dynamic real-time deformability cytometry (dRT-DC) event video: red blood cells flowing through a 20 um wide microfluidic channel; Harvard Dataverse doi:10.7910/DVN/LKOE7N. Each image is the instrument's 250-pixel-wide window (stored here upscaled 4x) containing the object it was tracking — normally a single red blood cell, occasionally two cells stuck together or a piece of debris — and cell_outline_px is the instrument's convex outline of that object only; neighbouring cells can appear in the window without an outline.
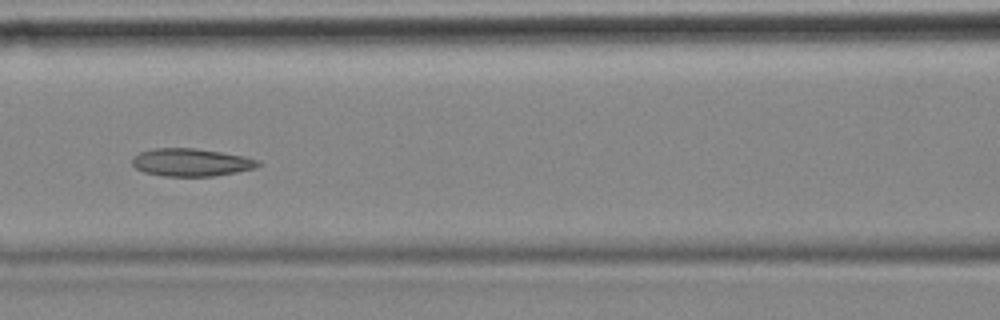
{"species": "common noctule bat (a hibernating species)", "species_latin": "Nyctalus noctula", "temperature_condition": "cold", "stored_images_in_passage": 9, "camera_frame_rate_fps": 3000, "um_per_image_px": 0.085, "animal": {"sex": "female", "body_mass_g": 18.4}, "frame": {"image": 1, "passage_image": 3, "time_ms": 0.667, "image_size_px": [1000, 320], "cell_outline_px": [[260, 164], [256, 168], [216, 176], [164, 176], [144, 172], [136, 168], [132, 164], [132, 156], [140, 152], [152, 148], [196, 148], [244, 156], [260, 160]], "centroid_in_image_um": [16.24, 13.8], "position_along_channel_um": 150.4, "area_um2": 20.46}}
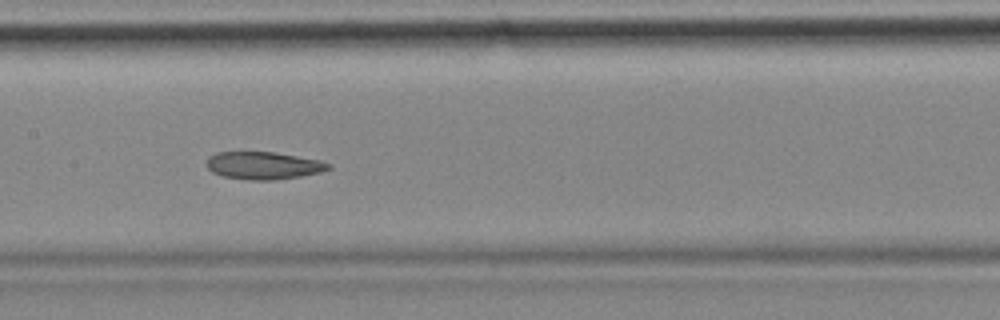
{"frame": {"image": 2, "passage_image": 4, "time_ms": 1.0, "image_size_px": [1000, 320], "cell_outline_px": [[332, 168], [320, 172], [300, 176], [276, 180], [248, 180], [220, 176], [212, 172], [208, 168], [208, 156], [216, 152], [272, 152], [320, 160], [332, 164]], "centroid_in_image_um": [22.39, 14.07], "position_along_channel_um": 185.0, "area_um2": 19.59}}
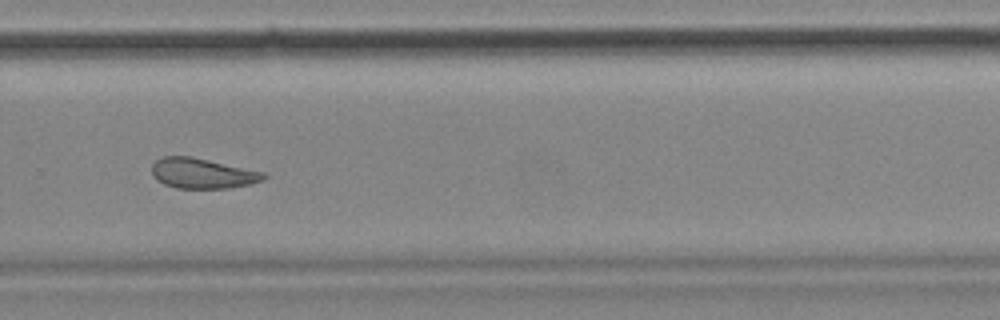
{"frame": {"image": 3, "passage_image": 7, "time_ms": 2.0, "image_size_px": [1000, 320], "cell_outline_px": [[268, 176], [264, 180], [252, 184], [228, 188], [176, 188], [164, 184], [156, 180], [152, 176], [152, 164], [156, 160], [164, 156], [192, 156], [264, 172]], "centroid_in_image_um": [17.21, 14.73], "position_along_channel_um": 312.6, "area_um2": 19.88}}